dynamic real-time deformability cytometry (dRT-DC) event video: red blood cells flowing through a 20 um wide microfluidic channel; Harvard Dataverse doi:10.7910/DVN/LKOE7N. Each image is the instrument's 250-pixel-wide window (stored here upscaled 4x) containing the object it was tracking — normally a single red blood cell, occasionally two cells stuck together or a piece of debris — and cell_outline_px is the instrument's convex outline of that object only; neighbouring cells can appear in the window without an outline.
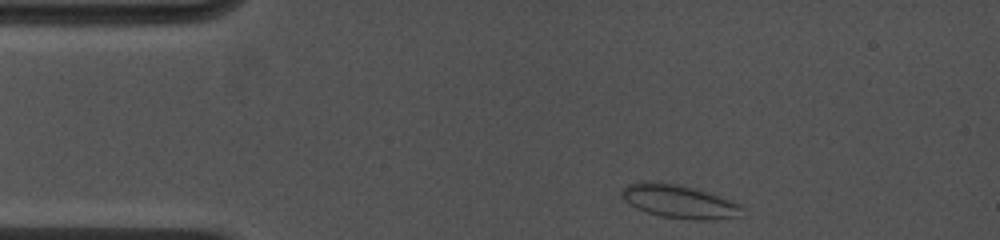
{"species": "common noctule bat (a hibernating species)", "species_latin": "Nyctalus noctula", "temperature_condition": "cold", "stored_images_in_passage": 5, "camera_frame_rate_fps": 4500, "um_per_image_px": 0.085, "animal": {"sex": "female", "body_mass_g": 19.0, "forearm_length_mm": 53.3}, "frame": {"image": 1, "passage_image": 1, "time_ms": 0.0, "image_size_px": [1000, 240], "cell_outline_px": [[744, 208], [740, 216], [712, 220], [696, 220], [660, 216], [636, 208], [624, 200], [620, 196], [620, 192], [628, 184], [644, 180], [656, 180], [676, 184], [692, 188], [744, 204]], "centroid_in_image_um": [57.72, 17.12], "position_along_channel_um": 27.3, "area_um2": 23.58}}
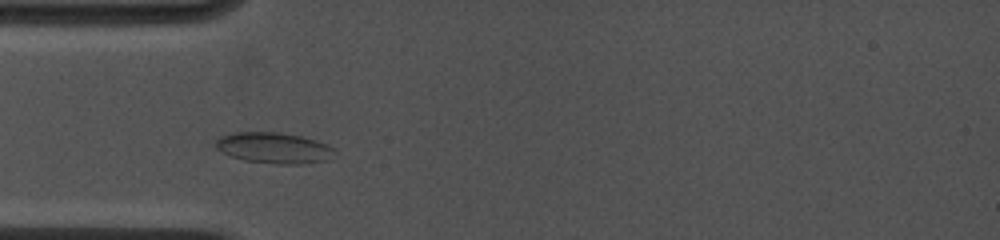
{"frame": {"image": 2, "passage_image": 4, "time_ms": 2.222, "image_size_px": [1000, 240], "cell_outline_px": [[332, 148], [324, 160], [300, 164], [276, 164], [244, 160], [228, 156], [216, 148], [216, 140], [220, 136], [232, 132], [280, 132], [300, 136], [316, 140], [328, 144]], "centroid_in_image_um": [23.16, 12.56], "position_along_channel_um": 61.8, "area_um2": 21.1}}